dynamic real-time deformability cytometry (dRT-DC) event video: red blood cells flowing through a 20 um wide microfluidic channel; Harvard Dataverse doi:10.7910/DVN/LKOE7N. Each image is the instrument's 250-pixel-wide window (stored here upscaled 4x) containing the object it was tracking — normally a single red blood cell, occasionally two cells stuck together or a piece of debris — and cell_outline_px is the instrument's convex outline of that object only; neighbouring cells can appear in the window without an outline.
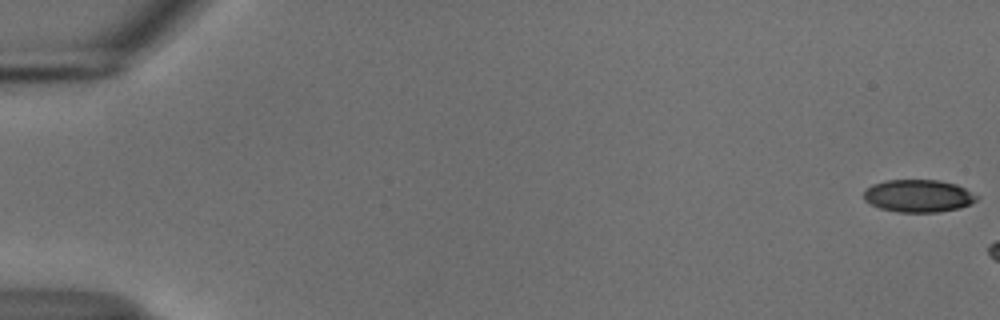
{"species": "common noctule bat (a hibernating species)", "species_latin": "Nyctalus noctula", "temperature_condition": "cold", "stored_images_in_passage": 7, "camera_frame_rate_fps": 3000, "um_per_image_px": 0.085, "animal": {"sex": "male", "body_mass_g": 18.8}, "frame": {"image": 1, "passage_image": 1, "time_ms": 0.0, "image_size_px": [1000, 320], "cell_outline_px": [[980, 196], [976, 200], [960, 208], [940, 212], [896, 212], [880, 208], [864, 200], [864, 192], [872, 184], [888, 180], [940, 180], [956, 184]], "centroid_in_image_um": [78.07, 16.65], "position_along_channel_um": 6.9, "area_um2": 21.39}}